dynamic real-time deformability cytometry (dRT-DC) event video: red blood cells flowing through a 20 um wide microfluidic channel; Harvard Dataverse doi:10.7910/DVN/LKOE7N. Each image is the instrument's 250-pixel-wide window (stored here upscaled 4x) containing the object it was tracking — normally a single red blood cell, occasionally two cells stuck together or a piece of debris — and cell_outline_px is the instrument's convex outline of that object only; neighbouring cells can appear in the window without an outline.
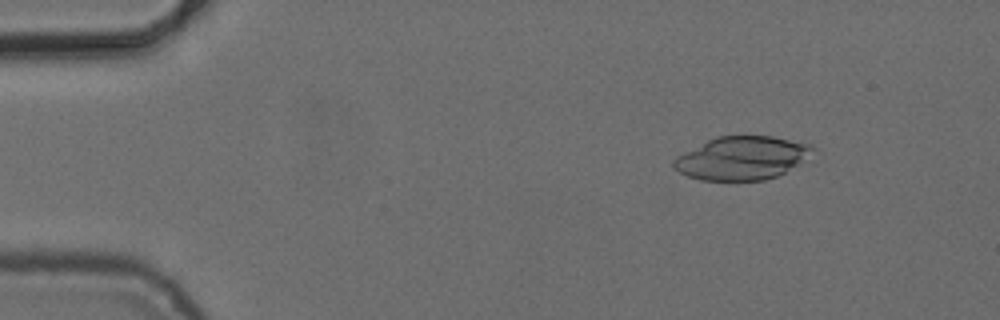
{"species": "common noctule bat (a hibernating species)", "species_latin": "Nyctalus noctula", "temperature_condition": "cold", "stored_images_in_passage": 5, "camera_frame_rate_fps": 3000, "um_per_image_px": 0.085, "animal": {"sex": "female", "body_mass_g": 24.6, "forearm_length_mm": 56.2}, "frame": {"image": 1, "passage_image": 2, "time_ms": 2.0, "image_size_px": [1000, 320], "cell_outline_px": [[820, 152], [816, 160], [776, 176], [764, 180], [700, 180], [688, 176], [672, 168], [672, 160], [676, 156], [716, 136], [772, 136], [812, 144]], "centroid_in_image_um": [63.24, 13.43], "position_along_channel_um": 21.8, "area_um2": 36.24}}